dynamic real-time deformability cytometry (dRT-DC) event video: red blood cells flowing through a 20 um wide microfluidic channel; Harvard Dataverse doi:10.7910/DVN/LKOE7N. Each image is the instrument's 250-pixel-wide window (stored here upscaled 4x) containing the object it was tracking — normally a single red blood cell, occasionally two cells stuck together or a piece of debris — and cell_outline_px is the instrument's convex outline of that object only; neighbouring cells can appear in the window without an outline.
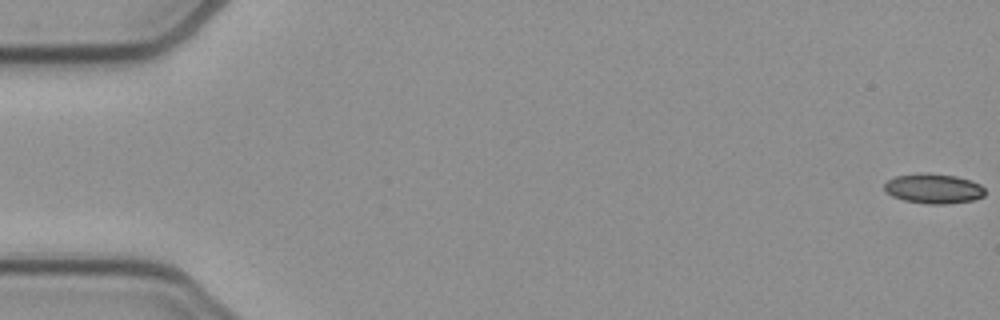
{"species": "common noctule bat (a hibernating species)", "species_latin": "Nyctalus noctula", "temperature_condition": "cold", "stored_images_in_passage": 53, "camera_frame_rate_fps": 3000, "um_per_image_px": 0.085, "animal": {"sex": "female", "body_mass_g": 21.9}, "frame": {"image": 1, "passage_image": 1, "time_ms": 0.0, "image_size_px": [1000, 320], "cell_outline_px": [[984, 196], [972, 200], [944, 204], [928, 204], [904, 200], [892, 196], [884, 188], [884, 184], [888, 180], [896, 176], [920, 172], [928, 172], [956, 176], [980, 184], [984, 188]], "centroid_in_image_um": [79.33, 16.02], "position_along_channel_um": 5.7, "area_um2": 17.46}}
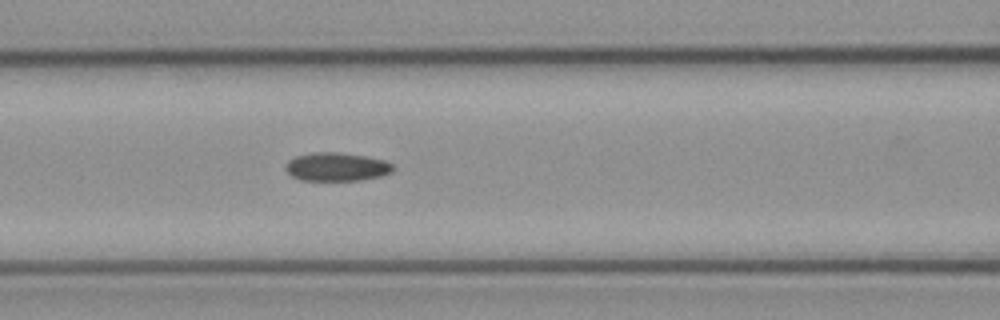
{"frame": {"image": 2, "passage_image": 23, "time_ms": 7.333, "image_size_px": [1000, 320], "cell_outline_px": [[396, 168], [392, 172], [380, 176], [360, 180], [300, 180], [292, 176], [284, 168], [284, 164], [288, 160], [296, 156], [312, 152], [336, 152], [364, 156], [384, 160], [392, 164]], "centroid_in_image_um": [28.59, 14.18], "position_along_channel_um": 138.0, "area_um2": 17.86}}
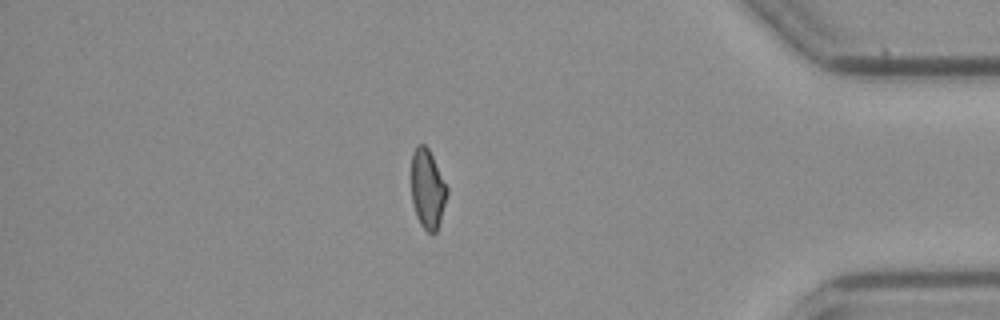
{"frame": {"image": 3, "passage_image": 46, "time_ms": 15.0, "image_size_px": [1000, 320], "cell_outline_px": [[448, 192], [440, 220], [436, 232], [432, 236], [420, 224], [416, 216], [412, 200], [412, 152], [416, 144], [424, 144], [428, 148], [448, 188]], "centroid_in_image_um": [36.34, 16.07], "position_along_channel_um": 398.9, "area_um2": 16.42}, "authors_computed_cell_mechanics": {"area_um2": 17.5712, "velocity_mm_per_s": 3.8852, "shape_relaxation_time_tau1_ms": null, "shape_relaxation_time_tau2_ms": 3.8897, "deformation_change_tau1": null, "deformation_change_tau2": 0.0871}}